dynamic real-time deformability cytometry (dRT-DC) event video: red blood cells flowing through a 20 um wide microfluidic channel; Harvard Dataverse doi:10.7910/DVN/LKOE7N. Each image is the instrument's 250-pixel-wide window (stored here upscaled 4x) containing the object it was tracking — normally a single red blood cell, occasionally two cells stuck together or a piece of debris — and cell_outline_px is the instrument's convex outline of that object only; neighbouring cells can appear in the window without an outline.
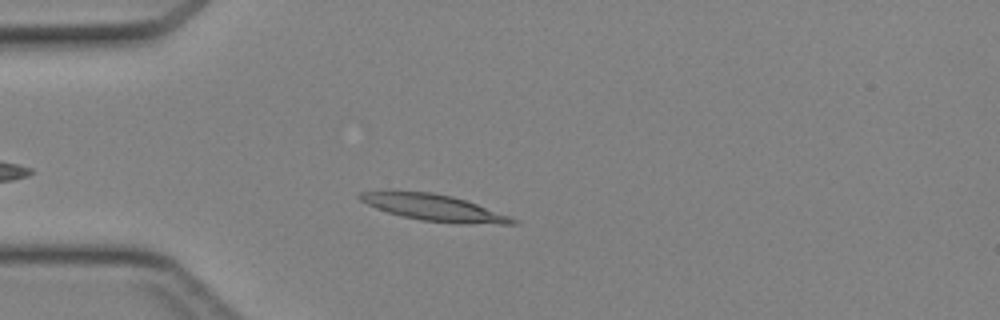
{"species": "Egyptian fruit bat (a non-hibernating species)", "species_latin": "Rousettus aegyptiacus", "temperature_condition": "cold", "stored_images_in_passage": 32, "camera_frame_rate_fps": 3000, "um_per_image_px": 0.085, "animal": {"sex": "female"}, "frame": {"image": 1, "passage_image": 6, "time_ms": 1.667, "image_size_px": [1000, 320], "cell_outline_px": [[520, 224], [500, 224], [420, 220], [400, 216], [376, 208], [360, 200], [356, 196], [360, 192], [388, 188], [432, 192], [452, 196], [476, 204], [520, 220]], "centroid_in_image_um": [36.74, 17.59], "position_along_channel_um": 48.3, "area_um2": 23.7}}
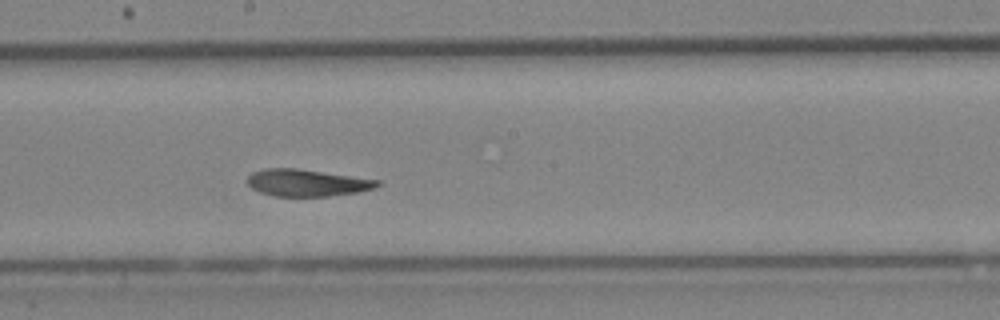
{"frame": {"image": 2, "passage_image": 19, "time_ms": 6.0, "image_size_px": [1000, 320], "cell_outline_px": [[384, 184], [376, 188], [356, 192], [328, 196], [276, 196], [260, 192], [252, 188], [244, 180], [252, 172], [264, 168], [296, 168], [380, 180]], "centroid_in_image_um": [26.09, 15.53], "position_along_channel_um": 222.1, "area_um2": 20.52}}
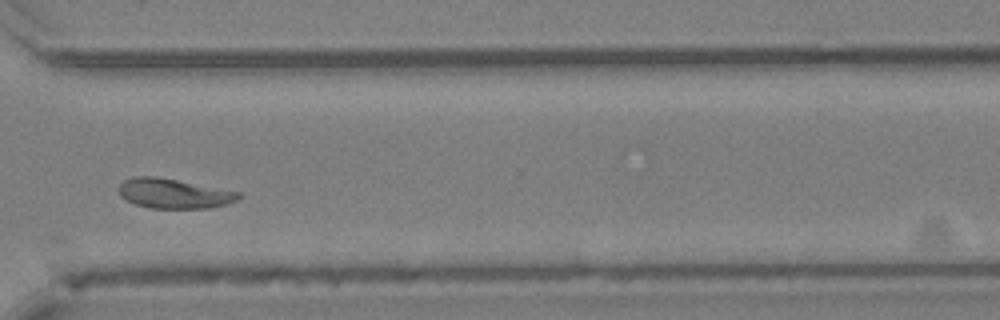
{"frame": {"image": 3, "passage_image": 28, "time_ms": 9.0, "image_size_px": [1000, 320], "cell_outline_px": [[244, 196], [228, 204], [208, 208], [148, 208], [136, 204], [120, 196], [116, 188], [124, 180], [132, 176], [156, 176], [240, 192]], "centroid_in_image_um": [14.76, 16.44], "position_along_channel_um": 355.8, "area_um2": 20.87}}